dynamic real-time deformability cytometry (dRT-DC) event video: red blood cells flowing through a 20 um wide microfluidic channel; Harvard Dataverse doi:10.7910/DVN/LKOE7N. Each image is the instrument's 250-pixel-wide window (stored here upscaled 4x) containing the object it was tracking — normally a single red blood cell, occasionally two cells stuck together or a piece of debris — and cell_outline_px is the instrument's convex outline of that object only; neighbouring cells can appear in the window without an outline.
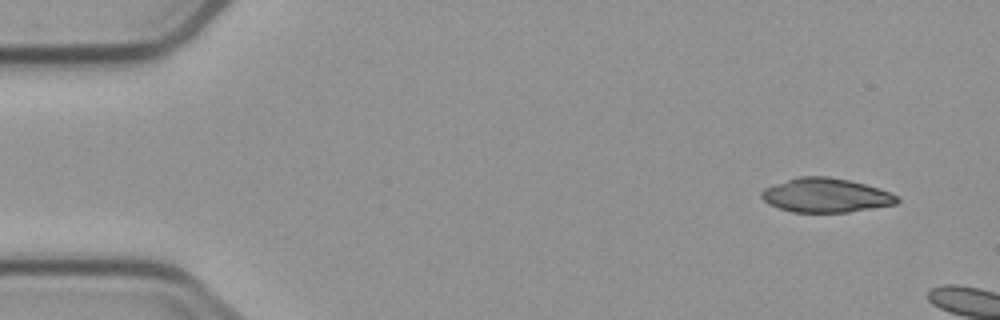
{"species": "common noctule bat (a hibernating species)", "species_latin": "Nyctalus noctula", "temperature_condition": "cold", "stored_images_in_passage": 2, "camera_frame_rate_fps": 3000, "um_per_image_px": 0.085, "animal": {"sex": "male", "body_mass_g": 23.1, "forearm_length_mm": 52.7}, "frame": {"image": 1, "passage_image": 1, "time_ms": 0.0, "image_size_px": [1000, 320], "cell_outline_px": [[900, 200], [896, 204], [848, 212], [792, 212], [768, 204], [760, 196], [760, 192], [764, 188], [800, 176], [828, 176], [848, 180], [864, 184], [888, 192], [896, 196]], "centroid_in_image_um": [70.16, 16.6], "position_along_channel_um": 14.8, "area_um2": 26.65}}